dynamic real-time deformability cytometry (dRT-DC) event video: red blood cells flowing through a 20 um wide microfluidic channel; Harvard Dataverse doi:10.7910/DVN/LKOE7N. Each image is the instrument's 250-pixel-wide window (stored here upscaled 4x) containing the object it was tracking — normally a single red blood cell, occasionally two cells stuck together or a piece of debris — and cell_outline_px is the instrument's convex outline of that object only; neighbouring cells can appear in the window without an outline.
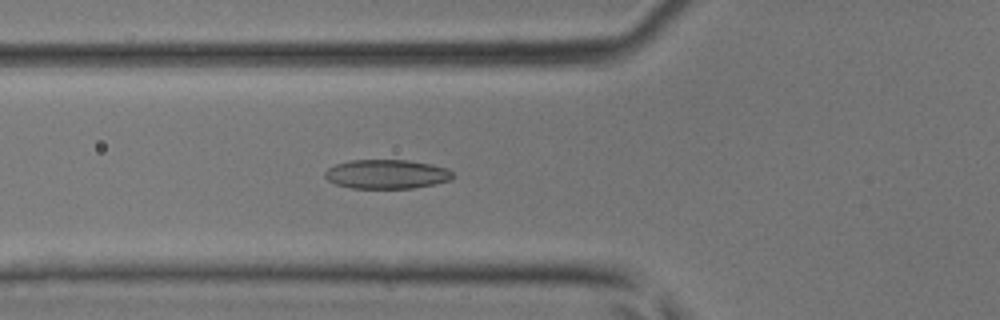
{"species": "common noctule bat (a hibernating species)", "species_latin": "Nyctalus noctula", "temperature_condition": "room temperature", "stored_images_in_passage": 46, "camera_frame_rate_fps": 3000, "um_per_image_px": 0.085, "animal": {"sex": "male", "body_mass_g": 17.9, "forearm_length_mm": 54.2}, "frame": {"image": 1, "passage_image": 17, "time_ms": 5.333, "image_size_px": [1000, 320], "cell_outline_px": [[452, 180], [412, 188], [352, 188], [336, 184], [328, 180], [324, 176], [324, 172], [328, 168], [336, 164], [352, 160], [408, 160], [432, 164], [448, 168], [452, 172]], "centroid_in_image_um": [32.87, 14.8], "position_along_channel_um": 92.9, "area_um2": 21.68}}
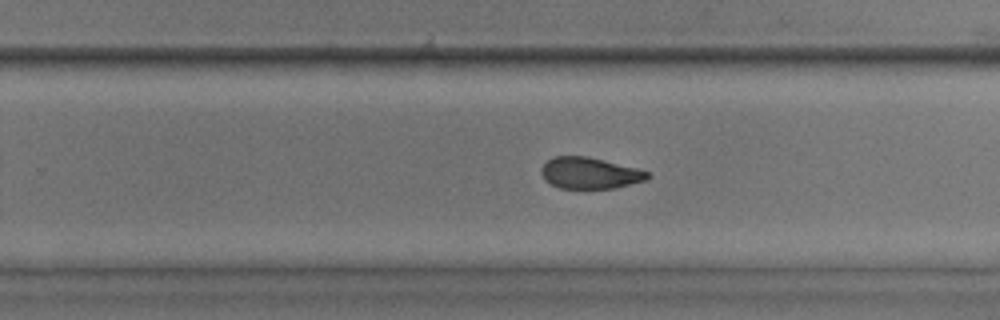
{"frame": {"image": 2, "passage_image": 29, "time_ms": 9.333, "image_size_px": [1000, 320], "cell_outline_px": [[652, 176], [648, 180], [616, 188], [560, 188], [544, 180], [540, 172], [540, 168], [552, 156], [588, 156], [636, 168], [648, 172]], "centroid_in_image_um": [50.13, 14.71], "position_along_channel_um": 279.7, "area_um2": 19.54}}
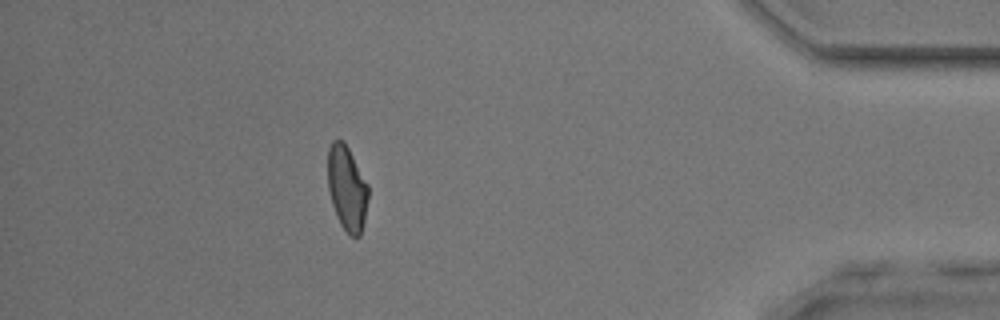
{"frame": {"image": 3, "passage_image": 40, "time_ms": 13.0, "image_size_px": [1000, 320], "cell_outline_px": [[368, 200], [364, 224], [360, 236], [352, 236], [340, 224], [336, 216], [332, 204], [328, 188], [328, 148], [332, 140], [344, 140], [368, 184]], "centroid_in_image_um": [29.49, 15.98], "position_along_channel_um": 405.7, "area_um2": 20.06}}